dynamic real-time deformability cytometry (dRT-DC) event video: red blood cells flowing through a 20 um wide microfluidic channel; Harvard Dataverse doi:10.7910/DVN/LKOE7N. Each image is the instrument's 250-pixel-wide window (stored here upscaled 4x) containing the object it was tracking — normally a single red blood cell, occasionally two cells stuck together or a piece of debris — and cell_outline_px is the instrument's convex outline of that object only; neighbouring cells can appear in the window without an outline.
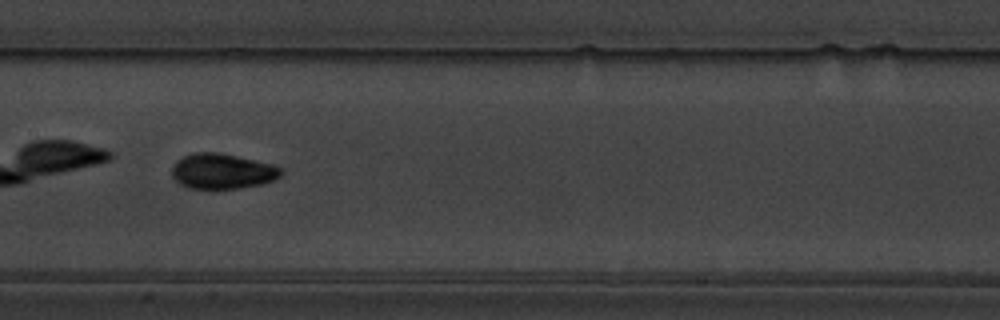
{"species": "common noctule bat (a hibernating species)", "species_latin": "Nyctalus noctula", "temperature_condition": "warm", "stored_images_in_passage": 40, "camera_frame_rate_fps": 3000, "um_per_image_px": 0.085, "animal": {"sex": "male", "body_mass_g": 19.5, "forearm_length_mm": 54.6}, "frame": {"image": 1, "passage_image": 12, "time_ms": 3.667, "image_size_px": [1000, 320], "cell_outline_px": [[284, 172], [280, 176], [264, 184], [240, 188], [188, 188], [180, 184], [172, 176], [172, 168], [176, 160], [184, 156], [196, 152], [220, 152], [272, 164], [284, 168]], "centroid_in_image_um": [18.92, 14.55], "position_along_channel_um": 188.5, "area_um2": 22.54}}